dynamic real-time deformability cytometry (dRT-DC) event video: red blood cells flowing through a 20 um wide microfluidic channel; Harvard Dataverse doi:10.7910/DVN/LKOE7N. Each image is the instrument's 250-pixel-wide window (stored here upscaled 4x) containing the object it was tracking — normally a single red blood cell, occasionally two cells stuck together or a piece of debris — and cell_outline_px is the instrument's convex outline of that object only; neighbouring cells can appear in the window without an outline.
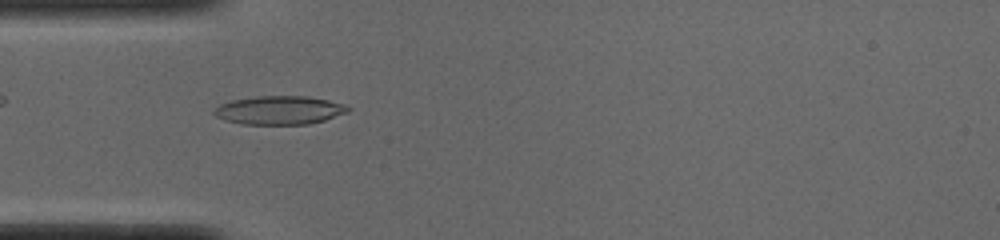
{"species": "common noctule bat (a hibernating species)", "species_latin": "Nyctalus noctula", "temperature_condition": "cold", "stored_images_in_passage": 51, "camera_frame_rate_fps": 3000, "um_per_image_px": 0.085, "animal": {"sex": "male", "body_mass_g": 19.0, "forearm_length_mm": 50.8}, "frame": {"image": 1, "passage_image": 15, "time_ms": 4.667, "image_size_px": [1000, 240], "cell_outline_px": [[352, 108], [348, 112], [324, 120], [308, 124], [240, 124], [224, 120], [216, 116], [212, 112], [212, 108], [220, 104], [232, 100], [256, 96], [304, 96], [328, 100], [344, 104]], "centroid_in_image_um": [23.71, 9.36], "position_along_channel_um": 61.3, "area_um2": 22.37}}
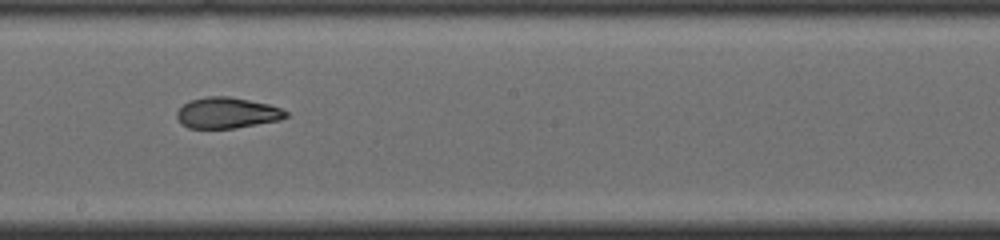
{"frame": {"image": 2, "passage_image": 28, "time_ms": 9.0, "image_size_px": [1000, 240], "cell_outline_px": [[288, 116], [280, 120], [236, 128], [188, 128], [176, 116], [176, 112], [184, 104], [192, 100], [208, 96], [228, 96], [268, 104], [280, 108], [288, 112]], "centroid_in_image_um": [19.32, 9.6], "position_along_channel_um": 228.9, "area_um2": 19.42}}
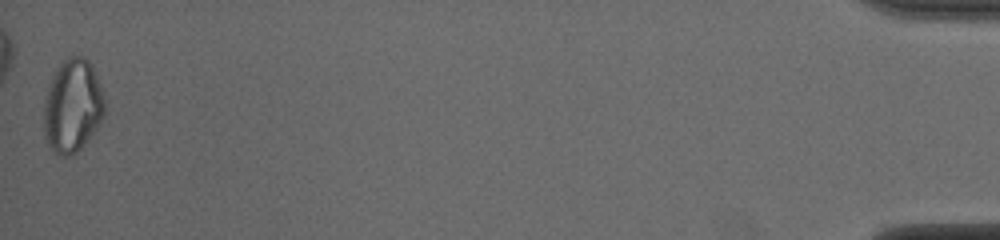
{"frame": {"image": 3, "passage_image": 51, "time_ms": 16.667, "image_size_px": [1000, 240], "cell_outline_px": [[104, 116], [96, 128], [80, 148], [76, 152], [68, 156], [64, 156], [56, 152], [48, 144], [44, 136], [44, 100], [52, 76], [56, 68], [68, 56], [84, 56], [88, 60], [96, 72], [104, 96]], "centroid_in_image_um": [6.17, 8.96], "position_along_channel_um": 429.0, "area_um2": 32.89}, "authors_computed_cell_mechanics": {"area_um2": 20.9814, "velocity_mm_per_s": 3.9014, "shape_relaxation_time_tau1_ms": 9.5527, "shape_relaxation_time_tau2_ms": 1.9449, "deformation_change_tau1": 0.2631, "deformation_change_tau2": 0.0727}}